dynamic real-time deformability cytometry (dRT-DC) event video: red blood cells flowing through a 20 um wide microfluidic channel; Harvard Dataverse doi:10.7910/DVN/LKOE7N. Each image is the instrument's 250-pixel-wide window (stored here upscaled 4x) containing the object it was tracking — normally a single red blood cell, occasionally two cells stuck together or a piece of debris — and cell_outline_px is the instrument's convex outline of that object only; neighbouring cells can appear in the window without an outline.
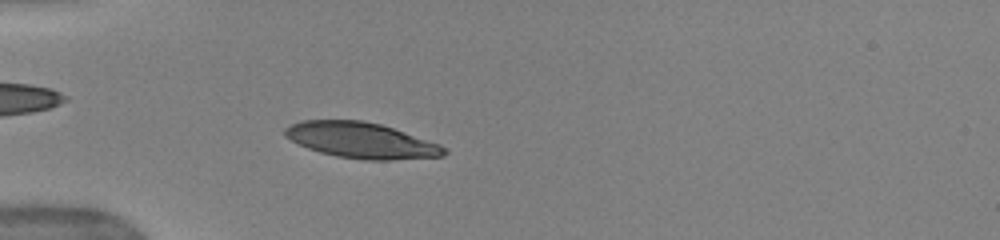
{"species": "human", "species_latin": "Homo sapiens", "temperature_condition": "warm", "stored_images_in_passage": 46, "camera_frame_rate_fps": 3000, "um_per_image_px": 0.085, "donor": {"sex": "female"}, "frame": {"image": 1, "passage_image": 14, "time_ms": 4.333, "image_size_px": [1000, 240], "cell_outline_px": [[448, 152], [444, 156], [392, 160], [368, 160], [336, 156], [320, 152], [308, 148], [284, 136], [284, 128], [300, 120], [360, 120], [380, 124], [440, 144], [448, 148]], "centroid_in_image_um": [30.72, 11.93], "position_along_channel_um": 54.3, "area_um2": 33.0}, "authors_computed_cell_mechanics": {"area_um2": 33.6974, "velocity_mm_per_s": 3.9421, "shape_relaxation_time_tau1_ms": 3.5241, "shape_relaxation_time_tau2_ms": null, "deformation_change_tau1": 0.191, "deformation_change_tau2": null}}